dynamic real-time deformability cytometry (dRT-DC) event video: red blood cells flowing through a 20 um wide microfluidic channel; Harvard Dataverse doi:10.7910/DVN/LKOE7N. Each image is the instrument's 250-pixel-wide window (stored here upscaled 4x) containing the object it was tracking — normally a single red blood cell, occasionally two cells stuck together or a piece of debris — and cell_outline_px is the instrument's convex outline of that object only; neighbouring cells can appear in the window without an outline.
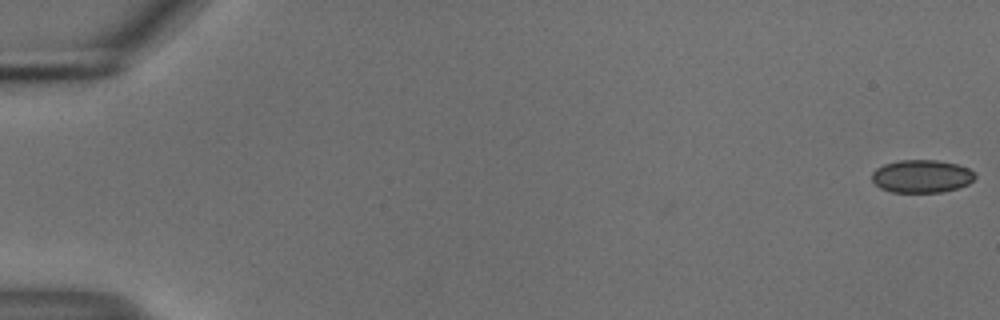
{"species": "common noctule bat (a hibernating species)", "species_latin": "Nyctalus noctula", "temperature_condition": "cold", "stored_images_in_passage": 55, "camera_frame_rate_fps": 3000, "um_per_image_px": 0.085, "animal": {"sex": "male", "body_mass_g": 18.8}, "frame": {"image": 1, "passage_image": 1, "time_ms": 0.0, "image_size_px": [1000, 320], "cell_outline_px": [[976, 176], [968, 184], [944, 192], [892, 192], [880, 188], [872, 180], [872, 172], [876, 168], [884, 164], [900, 160], [936, 160], [956, 164], [968, 168], [976, 172]], "centroid_in_image_um": [78.34, 14.98], "position_along_channel_um": 6.7, "area_um2": 19.77}}
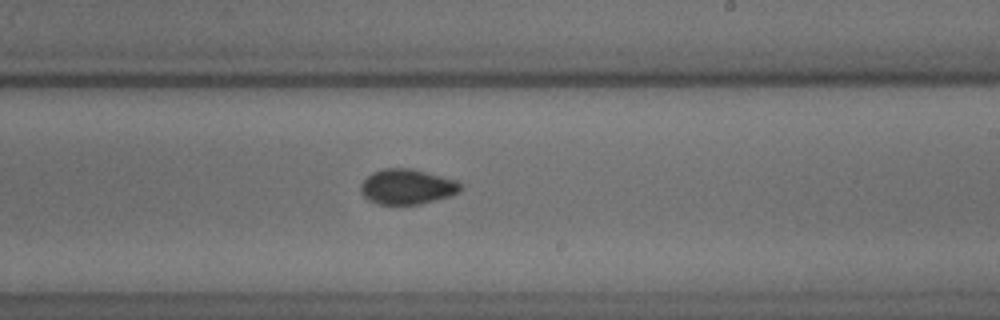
{"frame": {"image": 2, "passage_image": 34, "time_ms": 11.0, "image_size_px": [1000, 320], "cell_outline_px": [[464, 184], [460, 192], [448, 196], [420, 204], [376, 204], [368, 200], [360, 192], [360, 184], [372, 172], [384, 168], [412, 168], [460, 180]], "centroid_in_image_um": [34.64, 15.85], "position_along_channel_um": 254.4, "area_um2": 20.81}}
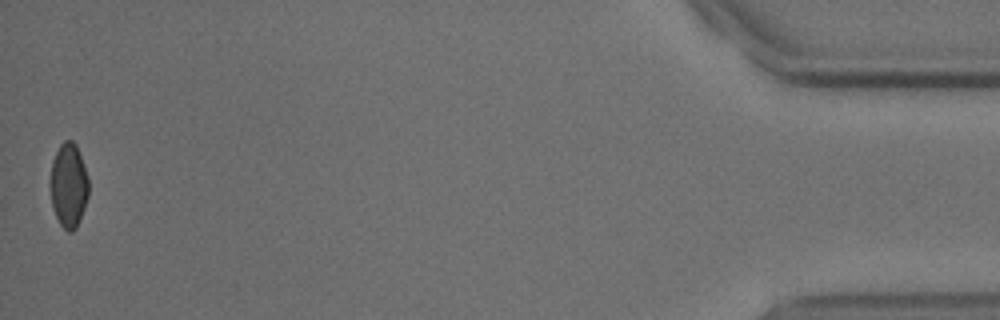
{"frame": {"image": 3, "passage_image": 55, "time_ms": 18.0, "image_size_px": [1000, 320], "cell_outline_px": [[88, 196], [76, 228], [72, 232], [68, 232], [60, 224], [52, 208], [52, 160], [60, 144], [64, 140], [72, 140], [76, 144], [88, 176]], "centroid_in_image_um": [5.85, 15.74], "position_along_channel_um": 429.3, "area_um2": 18.44}, "authors_computed_cell_mechanics": {"area_um2": 20.0566, "velocity_mm_per_s": 3.7199, "shape_relaxation_time_tau1_ms": null, "shape_relaxation_time_tau2_ms": 2.515, "deformation_change_tau1": null, "deformation_change_tau2": 0.0533}}